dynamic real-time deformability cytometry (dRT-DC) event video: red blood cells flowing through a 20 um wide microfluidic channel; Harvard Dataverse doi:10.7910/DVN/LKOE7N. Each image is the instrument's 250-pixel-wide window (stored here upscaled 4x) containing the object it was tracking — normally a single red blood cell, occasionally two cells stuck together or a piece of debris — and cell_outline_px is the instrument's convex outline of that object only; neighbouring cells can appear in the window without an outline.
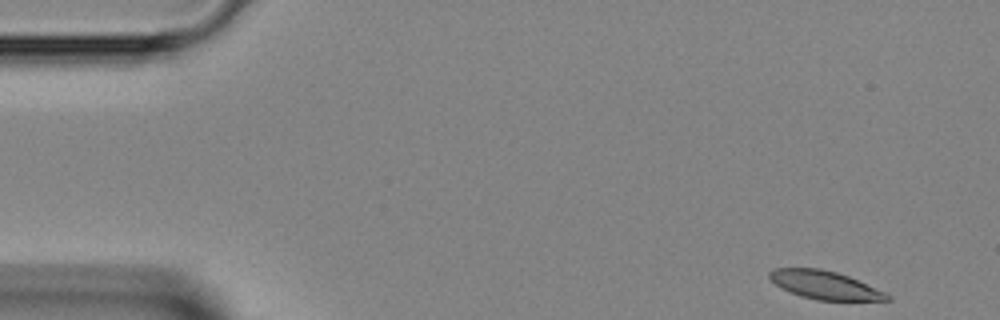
{"species": "Egyptian fruit bat (a non-hibernating species)", "species_latin": "Rousettus aegyptiacus", "temperature_condition": "room temperature", "stored_images_in_passage": 19, "camera_frame_rate_fps": 3000, "um_per_image_px": 0.085, "animal": {"sex": "female"}, "frame": {"image": 1, "passage_image": 1, "time_ms": 0.0, "image_size_px": [1000, 320], "cell_outline_px": [[892, 300], [816, 300], [800, 296], [780, 288], [768, 276], [768, 272], [772, 268], [820, 268], [836, 272], [848, 276], [884, 292], [892, 296]], "centroid_in_image_um": [70.06, 24.22], "position_along_channel_um": 14.9, "area_um2": 19.25}}
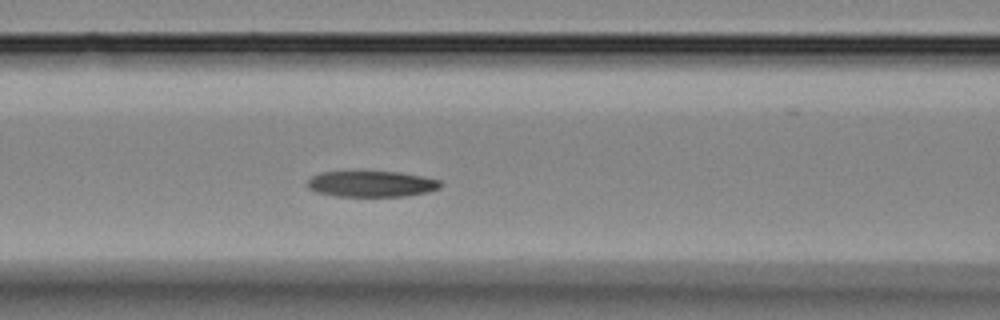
{"frame": {"image": 2, "passage_image": 16, "time_ms": 5.0, "image_size_px": [1000, 320], "cell_outline_px": [[444, 184], [440, 188], [428, 192], [408, 196], [336, 196], [316, 192], [308, 188], [308, 180], [312, 176], [320, 172], [400, 172], [440, 180]], "centroid_in_image_um": [31.6, 15.64], "position_along_channel_um": 135.0, "area_um2": 20.11}}
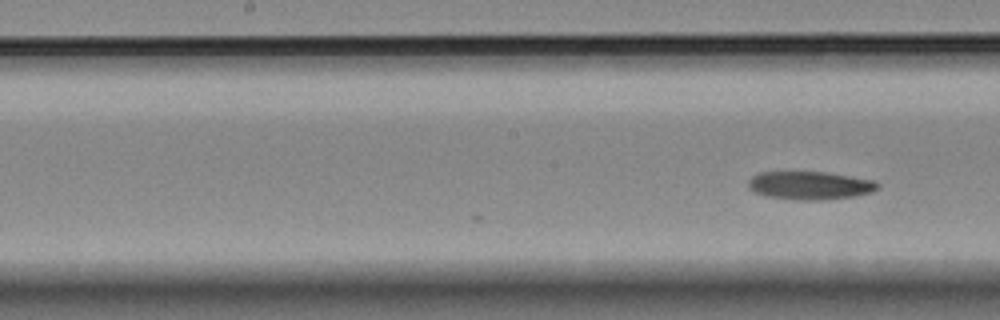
{"frame": {"image": 3, "passage_image": 19, "time_ms": 6.0, "image_size_px": [1000, 320], "cell_outline_px": [[880, 184], [872, 192], [856, 196], [828, 200], [800, 200], [768, 196], [756, 192], [748, 188], [748, 180], [752, 176], [760, 172], [824, 172], [876, 180]], "centroid_in_image_um": [68.87, 15.76], "position_along_channel_um": 179.3, "area_um2": 21.27}}